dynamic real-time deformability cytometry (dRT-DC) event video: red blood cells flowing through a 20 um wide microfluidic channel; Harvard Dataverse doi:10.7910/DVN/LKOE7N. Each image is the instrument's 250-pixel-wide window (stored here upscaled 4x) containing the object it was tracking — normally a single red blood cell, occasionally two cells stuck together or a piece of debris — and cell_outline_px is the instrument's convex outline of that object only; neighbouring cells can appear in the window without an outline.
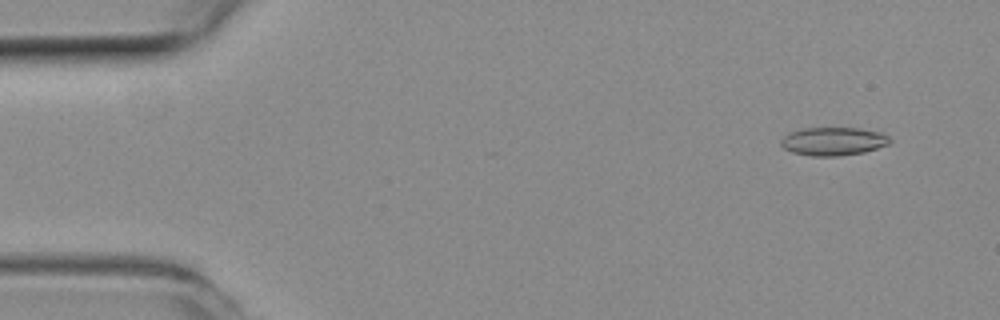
{"species": "common noctule bat (a hibernating species)", "species_latin": "Nyctalus noctula", "temperature_condition": "room temperature", "stored_images_in_passage": 49, "camera_frame_rate_fps": 3000, "um_per_image_px": 0.085, "animal": {"sex": "female", "body_mass_g": 19.3, "forearm_length_mm": 54.1}, "frame": {"image": 1, "passage_image": 2, "time_ms": 0.333, "image_size_px": [1000, 320], "cell_outline_px": [[892, 140], [888, 144], [864, 152], [836, 156], [812, 156], [792, 152], [784, 148], [780, 144], [780, 140], [788, 132], [804, 128], [860, 128], [880, 132], [888, 136]], "centroid_in_image_um": [70.81, 12.0], "position_along_channel_um": 14.2, "area_um2": 17.92}}
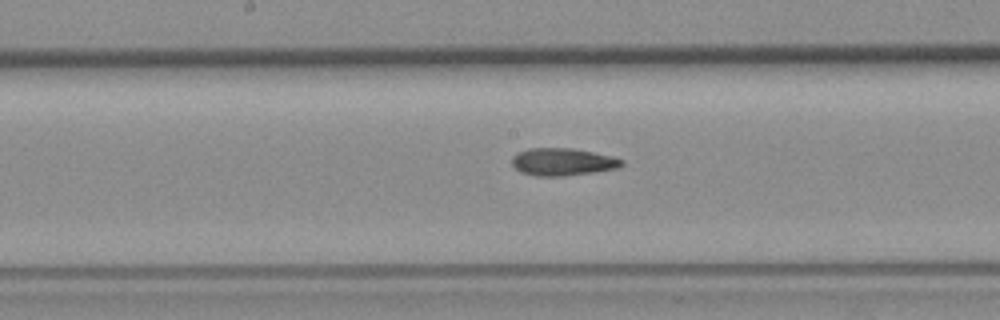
{"frame": {"image": 2, "passage_image": 24, "time_ms": 7.667, "image_size_px": [1000, 320], "cell_outline_px": [[624, 164], [616, 168], [596, 172], [564, 176], [536, 176], [520, 172], [512, 164], [512, 156], [516, 152], [528, 148], [572, 148], [612, 156], [624, 160]], "centroid_in_image_um": [47.8, 13.76], "position_along_channel_um": 200.4, "area_um2": 17.69}}
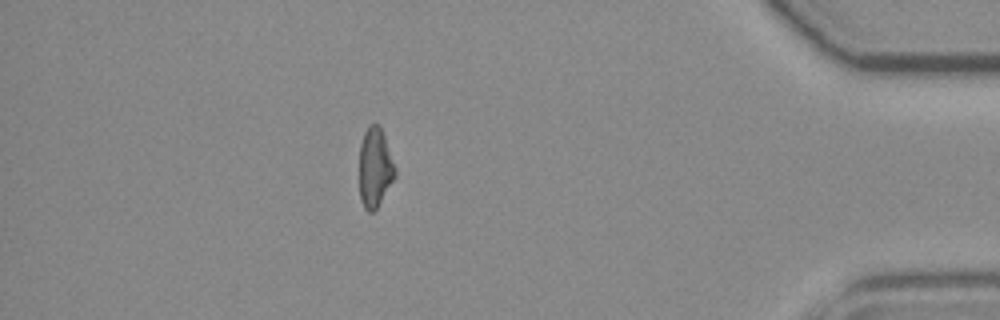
{"frame": {"image": 3, "passage_image": 43, "time_ms": 14.0, "image_size_px": [1000, 320], "cell_outline_px": [[396, 176], [376, 208], [372, 212], [368, 212], [364, 208], [360, 200], [360, 144], [364, 132], [368, 124], [380, 124], [396, 168]], "centroid_in_image_um": [31.87, 14.22], "position_along_channel_um": 403.3, "area_um2": 16.59}, "authors_computed_cell_mechanics": {"area_um2": 17.5712, "velocity_mm_per_s": 3.9888, "shape_relaxation_time_tau1_ms": null, "shape_relaxation_time_tau2_ms": 3.4929, "deformation_change_tau1": null, "deformation_change_tau2": 0.1184}}